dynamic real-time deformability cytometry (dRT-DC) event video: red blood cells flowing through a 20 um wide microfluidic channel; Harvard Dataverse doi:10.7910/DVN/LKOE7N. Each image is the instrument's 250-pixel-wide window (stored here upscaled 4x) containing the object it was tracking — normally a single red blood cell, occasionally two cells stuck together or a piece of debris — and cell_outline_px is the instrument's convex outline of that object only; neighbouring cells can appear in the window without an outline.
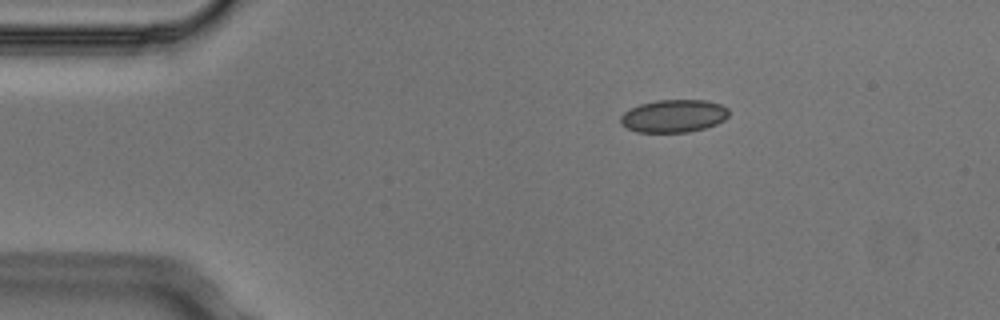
{"species": "Egyptian fruit bat (a non-hibernating species)", "species_latin": "Rousettus aegyptiacus", "temperature_condition": "cold", "stored_images_in_passage": 3, "camera_frame_rate_fps": 3000, "um_per_image_px": 0.085, "animal": {"sex": "male"}, "frame": {"image": 1, "passage_image": 1, "time_ms": 0.0, "image_size_px": [1000, 320], "cell_outline_px": [[728, 116], [724, 120], [716, 124], [704, 128], [688, 132], [636, 132], [620, 124], [620, 116], [624, 112], [640, 104], [656, 100], [704, 100], [720, 104], [728, 108]], "centroid_in_image_um": [57.25, 9.86], "position_along_channel_um": 27.7, "area_um2": 20.63}}
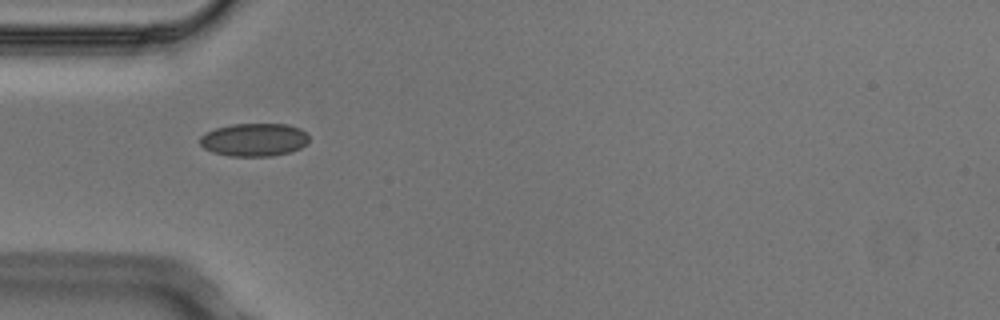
{"frame": {"image": 2, "passage_image": 3, "time_ms": 0.667, "image_size_px": [1000, 320], "cell_outline_px": [[308, 140], [300, 148], [292, 152], [272, 156], [228, 156], [212, 152], [204, 148], [200, 144], [200, 136], [204, 132], [216, 128], [232, 124], [288, 124], [300, 128], [308, 136]], "centroid_in_image_um": [21.57, 11.88], "position_along_channel_um": 63.4, "area_um2": 21.1}}